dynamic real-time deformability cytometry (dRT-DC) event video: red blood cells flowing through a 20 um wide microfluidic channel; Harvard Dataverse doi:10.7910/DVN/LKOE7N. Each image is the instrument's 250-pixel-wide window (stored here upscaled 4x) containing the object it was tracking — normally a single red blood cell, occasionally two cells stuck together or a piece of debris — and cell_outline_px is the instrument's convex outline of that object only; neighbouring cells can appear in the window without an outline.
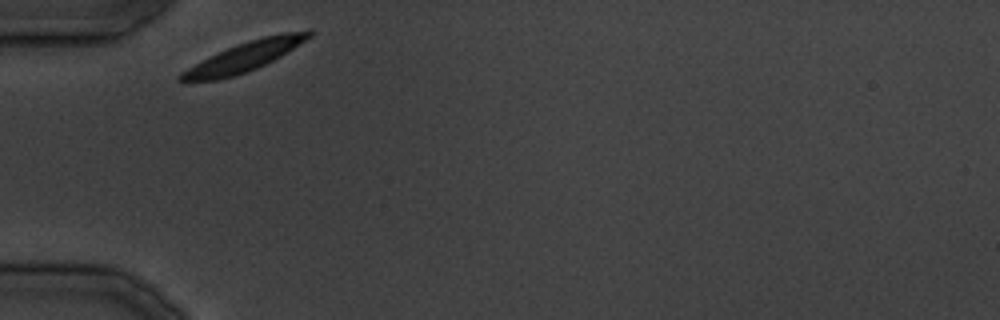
{"species": "common noctule bat (a hibernating species)", "species_latin": "Nyctalus noctula", "temperature_condition": "cold", "stored_images_in_passage": 20, "camera_frame_rate_fps": 3000, "um_per_image_px": 0.085, "animal": {"sex": "male", "body_mass_g": 19.5, "forearm_length_mm": 54.6}, "frame": {"image": 1, "passage_image": 1, "time_ms": 0.0, "image_size_px": [1000, 320], "cell_outline_px": [[312, 36], [280, 56], [256, 68], [232, 76], [216, 80], [176, 80], [176, 76], [180, 72], [228, 48], [264, 36], [284, 32], [308, 28], [312, 28]], "centroid_in_image_um": [20.85, 4.78], "position_along_channel_um": 64.2, "area_um2": 21.21}}
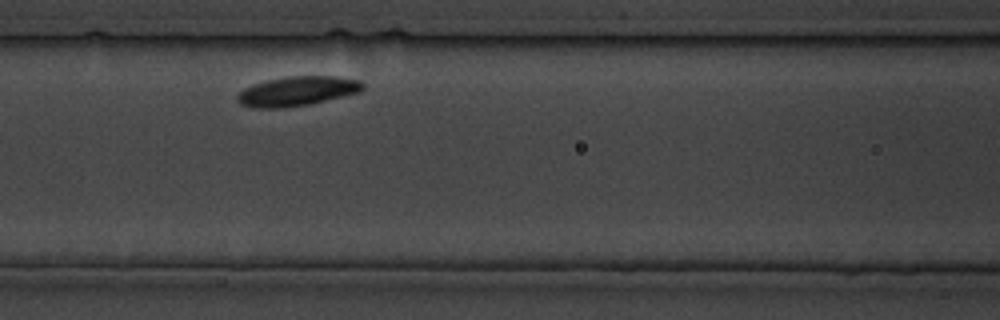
{"frame": {"image": 2, "passage_image": 6, "time_ms": 6.0, "image_size_px": [1000, 320], "cell_outline_px": [[364, 88], [360, 92], [308, 104], [280, 108], [252, 108], [240, 104], [236, 100], [236, 96], [244, 88], [252, 84], [268, 80], [288, 76], [336, 76], [360, 80], [364, 84]], "centroid_in_image_um": [25.24, 7.74], "position_along_channel_um": 141.4, "area_um2": 21.56}}
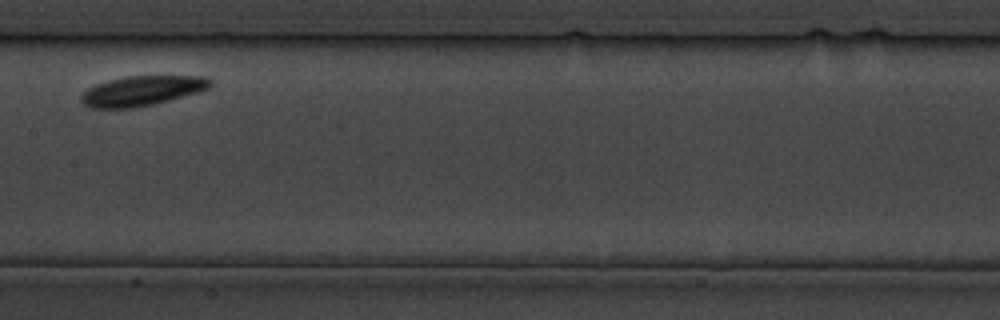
{"frame": {"image": 3, "passage_image": 9, "time_ms": 10.0, "image_size_px": [1000, 320], "cell_outline_px": [[212, 84], [208, 88], [196, 92], [168, 100], [152, 104], [132, 108], [92, 108], [84, 104], [80, 100], [80, 96], [88, 88], [96, 84], [108, 80], [128, 76], [204, 76], [212, 80]], "centroid_in_image_um": [12.04, 7.71], "position_along_channel_um": 195.4, "area_um2": 22.2}}